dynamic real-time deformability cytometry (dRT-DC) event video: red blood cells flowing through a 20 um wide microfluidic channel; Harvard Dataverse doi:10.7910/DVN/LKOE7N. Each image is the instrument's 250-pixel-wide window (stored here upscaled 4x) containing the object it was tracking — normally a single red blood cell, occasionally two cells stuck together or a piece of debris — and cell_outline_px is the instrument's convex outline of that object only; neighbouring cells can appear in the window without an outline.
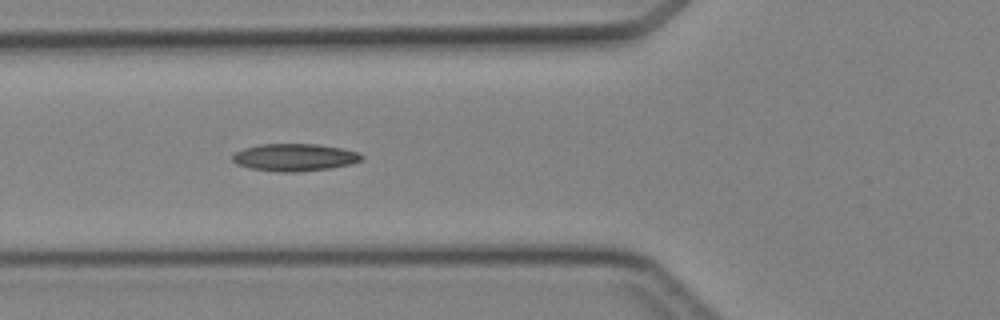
{"species": "Egyptian fruit bat (a non-hibernating species)", "species_latin": "Rousettus aegyptiacus", "temperature_condition": "cold", "stored_images_in_passage": 6, "camera_frame_rate_fps": 3000, "um_per_image_px": 0.085, "animal": {"sex": "female"}, "frame": {"image": 1, "passage_image": 5, "time_ms": 4.667, "image_size_px": [1000, 320], "cell_outline_px": [[364, 156], [360, 160], [352, 164], [328, 168], [296, 172], [280, 172], [248, 168], [236, 164], [232, 160], [232, 156], [236, 152], [244, 148], [260, 144], [316, 144], [340, 148], [360, 152]], "centroid_in_image_um": [25.03, 13.37], "position_along_channel_um": 100.8, "area_um2": 20.58}}
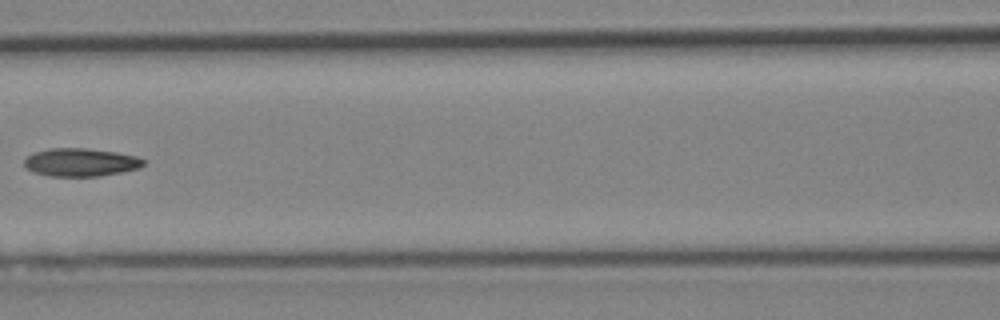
{"frame": {"image": 2, "passage_image": 6, "time_ms": 6.0, "image_size_px": [1000, 320], "cell_outline_px": [[148, 160], [140, 168], [100, 176], [48, 176], [32, 172], [24, 164], [24, 156], [48, 148], [88, 148], [116, 152], [136, 156]], "centroid_in_image_um": [6.86, 13.79], "position_along_channel_um": 159.7, "area_um2": 19.71}}